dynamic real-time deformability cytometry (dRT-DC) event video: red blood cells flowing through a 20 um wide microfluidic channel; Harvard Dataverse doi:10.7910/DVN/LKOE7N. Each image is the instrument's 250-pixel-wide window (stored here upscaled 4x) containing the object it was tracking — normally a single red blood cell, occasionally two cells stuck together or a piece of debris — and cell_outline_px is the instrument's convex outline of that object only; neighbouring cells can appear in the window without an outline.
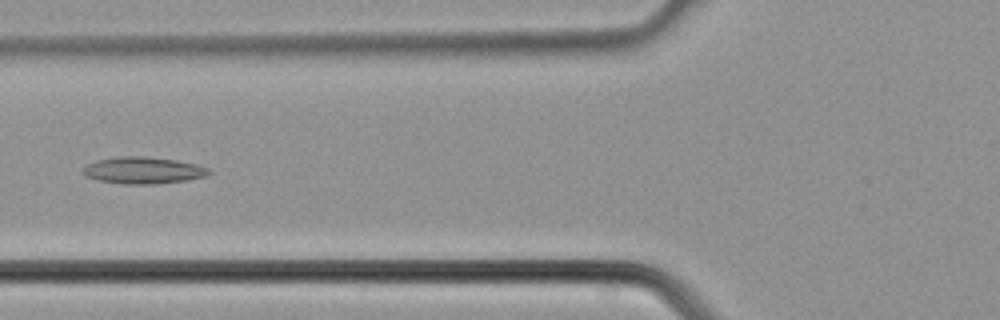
{"species": "common noctule bat (a hibernating species)", "species_latin": "Nyctalus noctula", "temperature_condition": "cold", "stored_images_in_passage": 35, "camera_frame_rate_fps": 3000, "um_per_image_px": 0.085, "animal": {"sex": "male", "body_mass_g": 21.5, "forearm_length_mm": 52.0}, "frame": {"image": 1, "passage_image": 12, "time_ms": 3.667, "image_size_px": [1000, 320], "cell_outline_px": [[212, 172], [208, 176], [188, 180], [156, 184], [124, 184], [100, 180], [84, 176], [80, 172], [88, 164], [96, 160], [120, 156], [144, 156], [176, 160], [196, 164], [208, 168]], "centroid_in_image_um": [12.19, 14.48], "position_along_channel_um": 113.6, "area_um2": 19.77}}
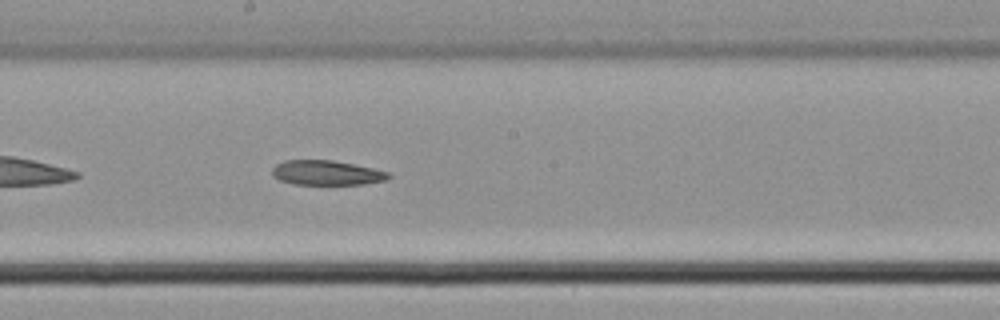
{"frame": {"image": 2, "passage_image": 18, "time_ms": 5.667, "image_size_px": [1000, 320], "cell_outline_px": [[392, 176], [388, 180], [364, 184], [296, 184], [280, 180], [272, 176], [272, 168], [276, 164], [284, 160], [332, 160], [372, 168], [388, 172]], "centroid_in_image_um": [27.76, 14.69], "position_along_channel_um": 220.4, "area_um2": 16.7}}
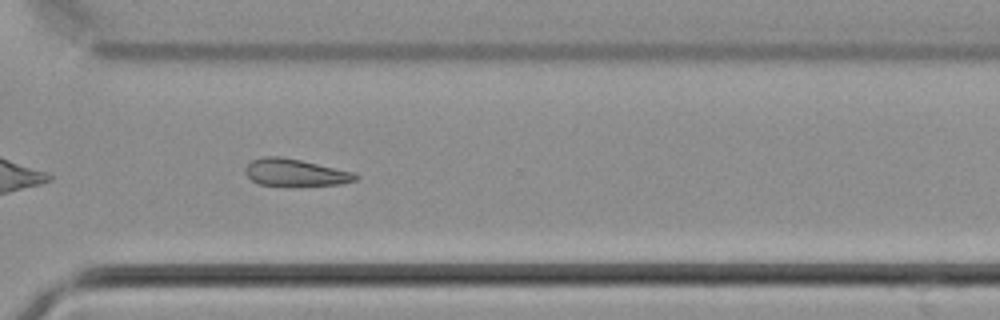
{"frame": {"image": 3, "passage_image": 25, "time_ms": 8.0, "image_size_px": [1000, 320], "cell_outline_px": [[360, 176], [356, 180], [340, 184], [260, 184], [252, 180], [244, 172], [244, 168], [252, 160], [264, 156], [280, 156], [300, 160], [356, 172]], "centroid_in_image_um": [25.11, 14.63], "position_along_channel_um": 345.5, "area_um2": 16.99}}